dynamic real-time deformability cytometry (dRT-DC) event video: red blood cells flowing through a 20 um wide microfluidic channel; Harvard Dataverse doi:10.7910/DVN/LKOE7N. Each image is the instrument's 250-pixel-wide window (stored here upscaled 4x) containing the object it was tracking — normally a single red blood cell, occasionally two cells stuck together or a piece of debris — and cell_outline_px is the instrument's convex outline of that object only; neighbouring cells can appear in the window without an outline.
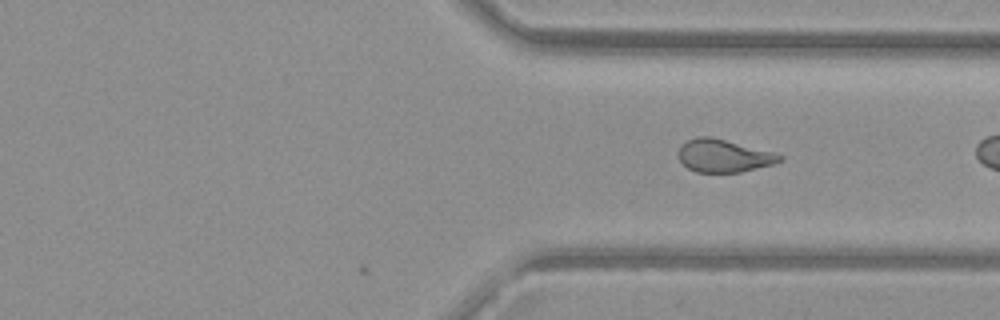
{"species": "common noctule bat (a hibernating species)", "species_latin": "Nyctalus noctula", "temperature_condition": "warm", "stored_images_in_passage": 31, "camera_frame_rate_fps": 3000, "um_per_image_px": 0.085, "animal": {"sex": "female", "body_mass_g": 29.2, "forearm_length_mm": 56.3}, "frame": {"image": 1, "passage_image": 31, "time_ms": 10.0, "image_size_px": [1000, 320], "cell_outline_px": [[784, 160], [772, 164], [740, 172], [696, 172], [688, 168], [680, 160], [680, 144], [696, 136], [712, 136], [776, 152], [784, 156]], "centroid_in_image_um": [61.55, 13.22], "position_along_channel_um": 349.8, "area_um2": 19.48}}